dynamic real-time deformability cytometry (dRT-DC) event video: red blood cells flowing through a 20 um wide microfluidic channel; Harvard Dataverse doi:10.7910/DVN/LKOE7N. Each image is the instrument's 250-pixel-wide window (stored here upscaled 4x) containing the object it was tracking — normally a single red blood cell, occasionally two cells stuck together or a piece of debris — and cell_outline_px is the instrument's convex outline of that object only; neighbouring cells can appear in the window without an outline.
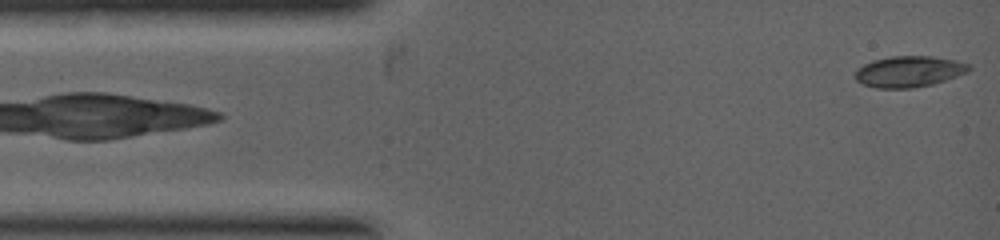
{"species": "common noctule bat (a hibernating species)", "species_latin": "Nyctalus noctula", "temperature_condition": "warm", "stored_images_in_passage": 4, "camera_frame_rate_fps": 5000, "um_per_image_px": 0.085, "animal": {"sex": "female", "body_mass_g": 19.0, "forearm_length_mm": 53.3}, "frame": {"image": 1, "passage_image": 1, "time_ms": 0.0, "image_size_px": [1000, 240], "cell_outline_px": [[972, 68], [968, 72], [932, 84], [912, 88], [876, 88], [864, 84], [856, 80], [856, 68], [864, 64], [876, 60], [892, 56], [932, 56], [956, 60], [972, 64]], "centroid_in_image_um": [77.3, 6.07], "position_along_channel_um": 7.7, "area_um2": 20.52}}
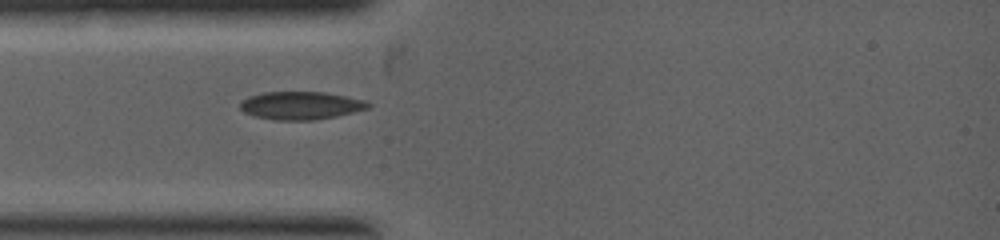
{"frame": {"image": 2, "passage_image": 4, "time_ms": 1.8, "image_size_px": [1000, 240], "cell_outline_px": [[372, 104], [368, 108], [336, 116], [312, 120], [272, 120], [252, 116], [244, 112], [240, 108], [240, 104], [248, 96], [264, 92], [324, 92], [364, 100]], "centroid_in_image_um": [25.53, 8.97], "position_along_channel_um": 59.5, "area_um2": 20.75}}